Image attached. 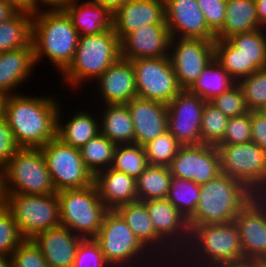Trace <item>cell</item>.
<instances>
[{"instance_id": "1", "label": "cell", "mask_w": 266, "mask_h": 267, "mask_svg": "<svg viewBox=\"0 0 266 267\" xmlns=\"http://www.w3.org/2000/svg\"><path fill=\"white\" fill-rule=\"evenodd\" d=\"M54 99L18 95L15 91L7 95L5 119L20 148H41L56 137L60 108Z\"/></svg>"}, {"instance_id": "2", "label": "cell", "mask_w": 266, "mask_h": 267, "mask_svg": "<svg viewBox=\"0 0 266 267\" xmlns=\"http://www.w3.org/2000/svg\"><path fill=\"white\" fill-rule=\"evenodd\" d=\"M189 227L190 237L188 244L184 249L186 252L184 254L185 256L183 255V258L178 256L180 259H183V261L179 258V261L176 260L179 262V265L181 264L184 267H213L244 263L241 240L234 221L229 223L203 224ZM187 258L191 262L187 261ZM184 261L188 263L185 262L184 264Z\"/></svg>"}, {"instance_id": "3", "label": "cell", "mask_w": 266, "mask_h": 267, "mask_svg": "<svg viewBox=\"0 0 266 267\" xmlns=\"http://www.w3.org/2000/svg\"><path fill=\"white\" fill-rule=\"evenodd\" d=\"M47 10L32 14L35 66L46 56L63 73L74 59L79 34L63 9Z\"/></svg>"}, {"instance_id": "4", "label": "cell", "mask_w": 266, "mask_h": 267, "mask_svg": "<svg viewBox=\"0 0 266 267\" xmlns=\"http://www.w3.org/2000/svg\"><path fill=\"white\" fill-rule=\"evenodd\" d=\"M256 195L243 183L221 173L200 184V199L189 226L229 223Z\"/></svg>"}, {"instance_id": "5", "label": "cell", "mask_w": 266, "mask_h": 267, "mask_svg": "<svg viewBox=\"0 0 266 267\" xmlns=\"http://www.w3.org/2000/svg\"><path fill=\"white\" fill-rule=\"evenodd\" d=\"M119 58L120 41L114 29L79 36L74 59L62 75L64 82L78 89L82 81L98 79Z\"/></svg>"}, {"instance_id": "6", "label": "cell", "mask_w": 266, "mask_h": 267, "mask_svg": "<svg viewBox=\"0 0 266 267\" xmlns=\"http://www.w3.org/2000/svg\"><path fill=\"white\" fill-rule=\"evenodd\" d=\"M1 193H56L40 148H19L0 170Z\"/></svg>"}, {"instance_id": "7", "label": "cell", "mask_w": 266, "mask_h": 267, "mask_svg": "<svg viewBox=\"0 0 266 267\" xmlns=\"http://www.w3.org/2000/svg\"><path fill=\"white\" fill-rule=\"evenodd\" d=\"M263 29L214 41V58L236 83L266 67V33Z\"/></svg>"}, {"instance_id": "8", "label": "cell", "mask_w": 266, "mask_h": 267, "mask_svg": "<svg viewBox=\"0 0 266 267\" xmlns=\"http://www.w3.org/2000/svg\"><path fill=\"white\" fill-rule=\"evenodd\" d=\"M60 225L83 238H94L109 209L101 201L95 184L57 192Z\"/></svg>"}, {"instance_id": "9", "label": "cell", "mask_w": 266, "mask_h": 267, "mask_svg": "<svg viewBox=\"0 0 266 267\" xmlns=\"http://www.w3.org/2000/svg\"><path fill=\"white\" fill-rule=\"evenodd\" d=\"M94 239L99 243L105 260L111 267H138L139 262V267H143L154 263L149 258H152L153 261L158 259L151 256V252L140 243L123 218L115 210H109L105 214L100 231ZM141 258L147 262H143ZM141 262L145 263V265H141Z\"/></svg>"}, {"instance_id": "10", "label": "cell", "mask_w": 266, "mask_h": 267, "mask_svg": "<svg viewBox=\"0 0 266 267\" xmlns=\"http://www.w3.org/2000/svg\"><path fill=\"white\" fill-rule=\"evenodd\" d=\"M2 202L12 212L14 221L25 239L60 225L57 192L46 195L1 193Z\"/></svg>"}, {"instance_id": "11", "label": "cell", "mask_w": 266, "mask_h": 267, "mask_svg": "<svg viewBox=\"0 0 266 267\" xmlns=\"http://www.w3.org/2000/svg\"><path fill=\"white\" fill-rule=\"evenodd\" d=\"M221 173L243 183L256 196H266V151L253 141L216 145Z\"/></svg>"}, {"instance_id": "12", "label": "cell", "mask_w": 266, "mask_h": 267, "mask_svg": "<svg viewBox=\"0 0 266 267\" xmlns=\"http://www.w3.org/2000/svg\"><path fill=\"white\" fill-rule=\"evenodd\" d=\"M40 149L56 192L85 188L93 184L94 176L85 167L78 148L55 137Z\"/></svg>"}, {"instance_id": "13", "label": "cell", "mask_w": 266, "mask_h": 267, "mask_svg": "<svg viewBox=\"0 0 266 267\" xmlns=\"http://www.w3.org/2000/svg\"><path fill=\"white\" fill-rule=\"evenodd\" d=\"M137 97L168 104L183 89L180 87L170 57L131 60Z\"/></svg>"}, {"instance_id": "14", "label": "cell", "mask_w": 266, "mask_h": 267, "mask_svg": "<svg viewBox=\"0 0 266 267\" xmlns=\"http://www.w3.org/2000/svg\"><path fill=\"white\" fill-rule=\"evenodd\" d=\"M214 41L171 37L169 57L182 89H188L214 59Z\"/></svg>"}, {"instance_id": "15", "label": "cell", "mask_w": 266, "mask_h": 267, "mask_svg": "<svg viewBox=\"0 0 266 267\" xmlns=\"http://www.w3.org/2000/svg\"><path fill=\"white\" fill-rule=\"evenodd\" d=\"M206 100L183 89L167 104L168 131L182 145L201 144V122Z\"/></svg>"}, {"instance_id": "16", "label": "cell", "mask_w": 266, "mask_h": 267, "mask_svg": "<svg viewBox=\"0 0 266 267\" xmlns=\"http://www.w3.org/2000/svg\"><path fill=\"white\" fill-rule=\"evenodd\" d=\"M169 169L172 176L206 183L221 174L218 149L207 144L181 146Z\"/></svg>"}, {"instance_id": "17", "label": "cell", "mask_w": 266, "mask_h": 267, "mask_svg": "<svg viewBox=\"0 0 266 267\" xmlns=\"http://www.w3.org/2000/svg\"><path fill=\"white\" fill-rule=\"evenodd\" d=\"M245 262L266 261V196H255L234 219Z\"/></svg>"}, {"instance_id": "18", "label": "cell", "mask_w": 266, "mask_h": 267, "mask_svg": "<svg viewBox=\"0 0 266 267\" xmlns=\"http://www.w3.org/2000/svg\"><path fill=\"white\" fill-rule=\"evenodd\" d=\"M143 202L147 207L157 236L170 249L173 247L177 258L178 256H182L190 237L188 219L167 198L152 199Z\"/></svg>"}, {"instance_id": "19", "label": "cell", "mask_w": 266, "mask_h": 267, "mask_svg": "<svg viewBox=\"0 0 266 267\" xmlns=\"http://www.w3.org/2000/svg\"><path fill=\"white\" fill-rule=\"evenodd\" d=\"M164 3L165 22L171 37L216 39L197 0H164Z\"/></svg>"}, {"instance_id": "20", "label": "cell", "mask_w": 266, "mask_h": 267, "mask_svg": "<svg viewBox=\"0 0 266 267\" xmlns=\"http://www.w3.org/2000/svg\"><path fill=\"white\" fill-rule=\"evenodd\" d=\"M171 35L166 24H148L120 41V58H162L169 56Z\"/></svg>"}, {"instance_id": "21", "label": "cell", "mask_w": 266, "mask_h": 267, "mask_svg": "<svg viewBox=\"0 0 266 267\" xmlns=\"http://www.w3.org/2000/svg\"><path fill=\"white\" fill-rule=\"evenodd\" d=\"M113 29L121 41L148 24H166L164 0H126L113 12Z\"/></svg>"}, {"instance_id": "22", "label": "cell", "mask_w": 266, "mask_h": 267, "mask_svg": "<svg viewBox=\"0 0 266 267\" xmlns=\"http://www.w3.org/2000/svg\"><path fill=\"white\" fill-rule=\"evenodd\" d=\"M134 127V144L143 146L168 131L167 104L135 97L127 104Z\"/></svg>"}, {"instance_id": "23", "label": "cell", "mask_w": 266, "mask_h": 267, "mask_svg": "<svg viewBox=\"0 0 266 267\" xmlns=\"http://www.w3.org/2000/svg\"><path fill=\"white\" fill-rule=\"evenodd\" d=\"M83 237L59 225L35 235L31 240L42 252L49 267H72Z\"/></svg>"}, {"instance_id": "24", "label": "cell", "mask_w": 266, "mask_h": 267, "mask_svg": "<svg viewBox=\"0 0 266 267\" xmlns=\"http://www.w3.org/2000/svg\"><path fill=\"white\" fill-rule=\"evenodd\" d=\"M115 211L123 218V220L126 222L128 227L132 230L135 237L140 241V243L150 252L152 256L160 257L158 264L161 263V259L165 256L164 254H167V264L166 262L163 263V265L168 266L170 264L171 258H173V261L177 259L176 254L173 252V249H170L156 234L155 228L153 226L152 221L150 220V216L147 211V207L144 204L143 201H135L128 204H123L118 206ZM161 245V246H160ZM157 246V247H156ZM164 246V247H163ZM154 249V250H153ZM166 251H165V250ZM153 250V251H152ZM157 250H159L157 252ZM164 252H162V251ZM168 250V252H167ZM161 251V252H160ZM172 253H170V252ZM154 253V254H153ZM155 253H157L155 255ZM169 253V254H168ZM158 254H161L158 256ZM173 254V255H172ZM175 254V255H174ZM172 257H168V256ZM162 256V257H161ZM175 256L176 258H174ZM169 262V264H168Z\"/></svg>"}, {"instance_id": "25", "label": "cell", "mask_w": 266, "mask_h": 267, "mask_svg": "<svg viewBox=\"0 0 266 267\" xmlns=\"http://www.w3.org/2000/svg\"><path fill=\"white\" fill-rule=\"evenodd\" d=\"M97 80L103 105L127 104L137 97L135 71L130 60L119 58Z\"/></svg>"}, {"instance_id": "26", "label": "cell", "mask_w": 266, "mask_h": 267, "mask_svg": "<svg viewBox=\"0 0 266 267\" xmlns=\"http://www.w3.org/2000/svg\"><path fill=\"white\" fill-rule=\"evenodd\" d=\"M93 183L101 201L109 210L138 201L136 179L111 167L95 174Z\"/></svg>"}, {"instance_id": "27", "label": "cell", "mask_w": 266, "mask_h": 267, "mask_svg": "<svg viewBox=\"0 0 266 267\" xmlns=\"http://www.w3.org/2000/svg\"><path fill=\"white\" fill-rule=\"evenodd\" d=\"M73 0L63 10L70 17L79 36L97 35L113 29V13L103 5Z\"/></svg>"}, {"instance_id": "28", "label": "cell", "mask_w": 266, "mask_h": 267, "mask_svg": "<svg viewBox=\"0 0 266 267\" xmlns=\"http://www.w3.org/2000/svg\"><path fill=\"white\" fill-rule=\"evenodd\" d=\"M33 46L0 53V93L11 95L34 68ZM13 90V91H12Z\"/></svg>"}, {"instance_id": "29", "label": "cell", "mask_w": 266, "mask_h": 267, "mask_svg": "<svg viewBox=\"0 0 266 267\" xmlns=\"http://www.w3.org/2000/svg\"><path fill=\"white\" fill-rule=\"evenodd\" d=\"M261 28L254 0H226L225 22L216 34V39H228L233 35L254 32Z\"/></svg>"}, {"instance_id": "30", "label": "cell", "mask_w": 266, "mask_h": 267, "mask_svg": "<svg viewBox=\"0 0 266 267\" xmlns=\"http://www.w3.org/2000/svg\"><path fill=\"white\" fill-rule=\"evenodd\" d=\"M106 110V111H105ZM101 117L100 134L115 144H134L133 121L126 104H106Z\"/></svg>"}, {"instance_id": "31", "label": "cell", "mask_w": 266, "mask_h": 267, "mask_svg": "<svg viewBox=\"0 0 266 267\" xmlns=\"http://www.w3.org/2000/svg\"><path fill=\"white\" fill-rule=\"evenodd\" d=\"M59 112L60 110L58 109L56 137L65 144L80 149L100 133V124H98L100 121L90 113H87V111L76 113L73 117H70L66 124L60 123Z\"/></svg>"}, {"instance_id": "32", "label": "cell", "mask_w": 266, "mask_h": 267, "mask_svg": "<svg viewBox=\"0 0 266 267\" xmlns=\"http://www.w3.org/2000/svg\"><path fill=\"white\" fill-rule=\"evenodd\" d=\"M235 84V80L214 58L187 90L206 101H211L215 96L228 91Z\"/></svg>"}, {"instance_id": "33", "label": "cell", "mask_w": 266, "mask_h": 267, "mask_svg": "<svg viewBox=\"0 0 266 267\" xmlns=\"http://www.w3.org/2000/svg\"><path fill=\"white\" fill-rule=\"evenodd\" d=\"M32 13L18 11L0 23V53L32 45Z\"/></svg>"}, {"instance_id": "34", "label": "cell", "mask_w": 266, "mask_h": 267, "mask_svg": "<svg viewBox=\"0 0 266 267\" xmlns=\"http://www.w3.org/2000/svg\"><path fill=\"white\" fill-rule=\"evenodd\" d=\"M172 177L169 167L148 165L136 178L138 200L167 198Z\"/></svg>"}, {"instance_id": "35", "label": "cell", "mask_w": 266, "mask_h": 267, "mask_svg": "<svg viewBox=\"0 0 266 267\" xmlns=\"http://www.w3.org/2000/svg\"><path fill=\"white\" fill-rule=\"evenodd\" d=\"M116 146L117 144L99 133L79 149L85 167L93 176L112 166Z\"/></svg>"}, {"instance_id": "36", "label": "cell", "mask_w": 266, "mask_h": 267, "mask_svg": "<svg viewBox=\"0 0 266 267\" xmlns=\"http://www.w3.org/2000/svg\"><path fill=\"white\" fill-rule=\"evenodd\" d=\"M167 199L187 219L195 212L200 199V184L173 176Z\"/></svg>"}, {"instance_id": "37", "label": "cell", "mask_w": 266, "mask_h": 267, "mask_svg": "<svg viewBox=\"0 0 266 267\" xmlns=\"http://www.w3.org/2000/svg\"><path fill=\"white\" fill-rule=\"evenodd\" d=\"M148 165L143 146L117 144L111 168L136 179Z\"/></svg>"}, {"instance_id": "38", "label": "cell", "mask_w": 266, "mask_h": 267, "mask_svg": "<svg viewBox=\"0 0 266 267\" xmlns=\"http://www.w3.org/2000/svg\"><path fill=\"white\" fill-rule=\"evenodd\" d=\"M182 145L166 131L143 145L149 165L169 167Z\"/></svg>"}, {"instance_id": "39", "label": "cell", "mask_w": 266, "mask_h": 267, "mask_svg": "<svg viewBox=\"0 0 266 267\" xmlns=\"http://www.w3.org/2000/svg\"><path fill=\"white\" fill-rule=\"evenodd\" d=\"M229 118L206 101L201 122V144L216 146L222 139Z\"/></svg>"}, {"instance_id": "40", "label": "cell", "mask_w": 266, "mask_h": 267, "mask_svg": "<svg viewBox=\"0 0 266 267\" xmlns=\"http://www.w3.org/2000/svg\"><path fill=\"white\" fill-rule=\"evenodd\" d=\"M237 84L242 89L249 111L261 110L266 105V67L240 79Z\"/></svg>"}, {"instance_id": "41", "label": "cell", "mask_w": 266, "mask_h": 267, "mask_svg": "<svg viewBox=\"0 0 266 267\" xmlns=\"http://www.w3.org/2000/svg\"><path fill=\"white\" fill-rule=\"evenodd\" d=\"M24 240L12 212L2 202L0 204V255L11 256Z\"/></svg>"}, {"instance_id": "42", "label": "cell", "mask_w": 266, "mask_h": 267, "mask_svg": "<svg viewBox=\"0 0 266 267\" xmlns=\"http://www.w3.org/2000/svg\"><path fill=\"white\" fill-rule=\"evenodd\" d=\"M210 102L228 118L244 115L249 111L242 89L237 83L228 91L215 96Z\"/></svg>"}, {"instance_id": "43", "label": "cell", "mask_w": 266, "mask_h": 267, "mask_svg": "<svg viewBox=\"0 0 266 267\" xmlns=\"http://www.w3.org/2000/svg\"><path fill=\"white\" fill-rule=\"evenodd\" d=\"M99 243L94 238H83L76 250L72 267H109ZM111 267V266H110Z\"/></svg>"}, {"instance_id": "44", "label": "cell", "mask_w": 266, "mask_h": 267, "mask_svg": "<svg viewBox=\"0 0 266 267\" xmlns=\"http://www.w3.org/2000/svg\"><path fill=\"white\" fill-rule=\"evenodd\" d=\"M251 141L250 111L229 118L223 139L217 145L241 144Z\"/></svg>"}, {"instance_id": "45", "label": "cell", "mask_w": 266, "mask_h": 267, "mask_svg": "<svg viewBox=\"0 0 266 267\" xmlns=\"http://www.w3.org/2000/svg\"><path fill=\"white\" fill-rule=\"evenodd\" d=\"M10 257L12 267H49L31 239H25L19 244Z\"/></svg>"}, {"instance_id": "46", "label": "cell", "mask_w": 266, "mask_h": 267, "mask_svg": "<svg viewBox=\"0 0 266 267\" xmlns=\"http://www.w3.org/2000/svg\"><path fill=\"white\" fill-rule=\"evenodd\" d=\"M208 27L217 34L224 25L226 0H197Z\"/></svg>"}, {"instance_id": "47", "label": "cell", "mask_w": 266, "mask_h": 267, "mask_svg": "<svg viewBox=\"0 0 266 267\" xmlns=\"http://www.w3.org/2000/svg\"><path fill=\"white\" fill-rule=\"evenodd\" d=\"M19 148L6 119L0 120V170Z\"/></svg>"}, {"instance_id": "48", "label": "cell", "mask_w": 266, "mask_h": 267, "mask_svg": "<svg viewBox=\"0 0 266 267\" xmlns=\"http://www.w3.org/2000/svg\"><path fill=\"white\" fill-rule=\"evenodd\" d=\"M251 141L266 151V115L260 110L250 111Z\"/></svg>"}, {"instance_id": "49", "label": "cell", "mask_w": 266, "mask_h": 267, "mask_svg": "<svg viewBox=\"0 0 266 267\" xmlns=\"http://www.w3.org/2000/svg\"><path fill=\"white\" fill-rule=\"evenodd\" d=\"M12 4L18 11H26L29 13H35L40 10L38 6V0H6Z\"/></svg>"}, {"instance_id": "50", "label": "cell", "mask_w": 266, "mask_h": 267, "mask_svg": "<svg viewBox=\"0 0 266 267\" xmlns=\"http://www.w3.org/2000/svg\"><path fill=\"white\" fill-rule=\"evenodd\" d=\"M18 10L6 0H0V23L12 18Z\"/></svg>"}, {"instance_id": "51", "label": "cell", "mask_w": 266, "mask_h": 267, "mask_svg": "<svg viewBox=\"0 0 266 267\" xmlns=\"http://www.w3.org/2000/svg\"><path fill=\"white\" fill-rule=\"evenodd\" d=\"M256 5V14L260 26L263 28L266 25V0H254ZM266 30V27H265Z\"/></svg>"}, {"instance_id": "52", "label": "cell", "mask_w": 266, "mask_h": 267, "mask_svg": "<svg viewBox=\"0 0 266 267\" xmlns=\"http://www.w3.org/2000/svg\"><path fill=\"white\" fill-rule=\"evenodd\" d=\"M125 1L126 0H88V2L103 5L104 7L108 8L112 13L117 8L121 7Z\"/></svg>"}, {"instance_id": "53", "label": "cell", "mask_w": 266, "mask_h": 267, "mask_svg": "<svg viewBox=\"0 0 266 267\" xmlns=\"http://www.w3.org/2000/svg\"><path fill=\"white\" fill-rule=\"evenodd\" d=\"M73 0H38V5L39 3L41 4H47L49 7L51 6L52 10L56 9H64L66 6H68Z\"/></svg>"}, {"instance_id": "54", "label": "cell", "mask_w": 266, "mask_h": 267, "mask_svg": "<svg viewBox=\"0 0 266 267\" xmlns=\"http://www.w3.org/2000/svg\"><path fill=\"white\" fill-rule=\"evenodd\" d=\"M6 98V94L0 93V120L5 119Z\"/></svg>"}, {"instance_id": "55", "label": "cell", "mask_w": 266, "mask_h": 267, "mask_svg": "<svg viewBox=\"0 0 266 267\" xmlns=\"http://www.w3.org/2000/svg\"><path fill=\"white\" fill-rule=\"evenodd\" d=\"M0 267H12L11 257L7 255H0Z\"/></svg>"}, {"instance_id": "56", "label": "cell", "mask_w": 266, "mask_h": 267, "mask_svg": "<svg viewBox=\"0 0 266 267\" xmlns=\"http://www.w3.org/2000/svg\"><path fill=\"white\" fill-rule=\"evenodd\" d=\"M213 267H255L254 262H245L241 264H235V265H220V266H213Z\"/></svg>"}, {"instance_id": "57", "label": "cell", "mask_w": 266, "mask_h": 267, "mask_svg": "<svg viewBox=\"0 0 266 267\" xmlns=\"http://www.w3.org/2000/svg\"><path fill=\"white\" fill-rule=\"evenodd\" d=\"M255 267H266V261H256L254 262Z\"/></svg>"}, {"instance_id": "58", "label": "cell", "mask_w": 266, "mask_h": 267, "mask_svg": "<svg viewBox=\"0 0 266 267\" xmlns=\"http://www.w3.org/2000/svg\"><path fill=\"white\" fill-rule=\"evenodd\" d=\"M2 203V195H1V178H0V204Z\"/></svg>"}, {"instance_id": "59", "label": "cell", "mask_w": 266, "mask_h": 267, "mask_svg": "<svg viewBox=\"0 0 266 267\" xmlns=\"http://www.w3.org/2000/svg\"><path fill=\"white\" fill-rule=\"evenodd\" d=\"M260 111L266 115V105Z\"/></svg>"}]
</instances>
